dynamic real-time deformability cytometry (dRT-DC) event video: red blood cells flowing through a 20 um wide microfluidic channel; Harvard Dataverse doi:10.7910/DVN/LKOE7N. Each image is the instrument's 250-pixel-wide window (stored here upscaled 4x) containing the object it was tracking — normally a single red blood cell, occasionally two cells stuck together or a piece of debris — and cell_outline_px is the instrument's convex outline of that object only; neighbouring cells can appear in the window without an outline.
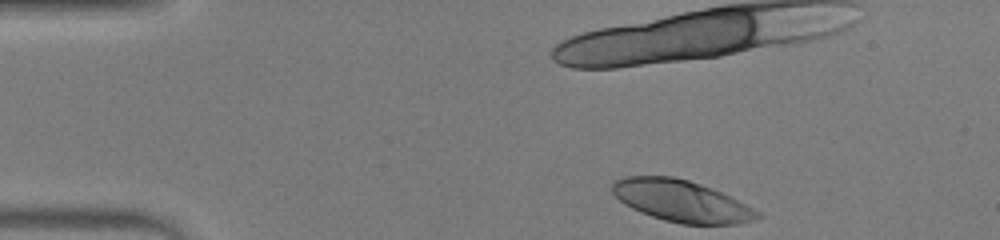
{"species": "human", "species_latin": "Homo sapiens", "temperature_condition": "warm", "stored_images_in_passage": 17, "camera_frame_rate_fps": 3000, "um_per_image_px": 0.085, "donor": {"sex": "male"}, "frame": {"image": 1, "passage_image": 1, "time_ms": 0.0, "image_size_px": [1000, 240], "cell_outline_px": [[764, 216], [756, 220], [740, 224], [680, 224], [664, 220], [640, 212], [624, 204], [612, 192], [612, 184], [616, 180], [624, 176], [672, 176], [688, 180], [712, 188], [760, 212]], "centroid_in_image_um": [57.92, 17.09], "position_along_channel_um": 27.1, "area_um2": 35.08}}